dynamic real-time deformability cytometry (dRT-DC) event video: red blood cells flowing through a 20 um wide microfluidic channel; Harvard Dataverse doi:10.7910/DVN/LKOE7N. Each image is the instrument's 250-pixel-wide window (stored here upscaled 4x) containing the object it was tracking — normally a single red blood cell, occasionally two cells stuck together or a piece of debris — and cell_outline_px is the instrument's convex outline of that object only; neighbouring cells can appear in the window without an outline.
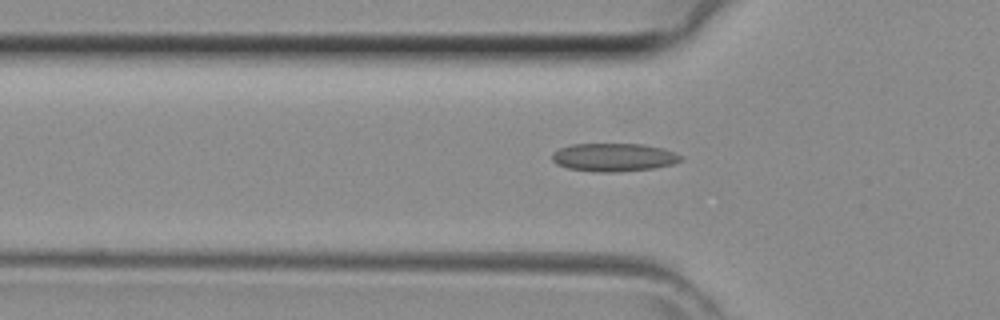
{"species": "common noctule bat (a hibernating species)", "species_latin": "Nyctalus noctula", "temperature_condition": "room temperature", "stored_images_in_passage": 32, "camera_frame_rate_fps": 3000, "um_per_image_px": 0.085, "animal": {"sex": "female", "body_mass_g": 29.2, "forearm_length_mm": 56.3}, "frame": {"image": 1, "passage_image": 9, "time_ms": 2.667, "image_size_px": [1000, 320], "cell_outline_px": [[684, 160], [672, 164], [652, 168], [616, 172], [600, 172], [568, 168], [556, 164], [552, 160], [552, 152], [560, 148], [572, 144], [644, 144], [664, 148], [684, 156]], "centroid_in_image_um": [52.19, 13.36], "position_along_channel_um": 73.6, "area_um2": 21.21}}
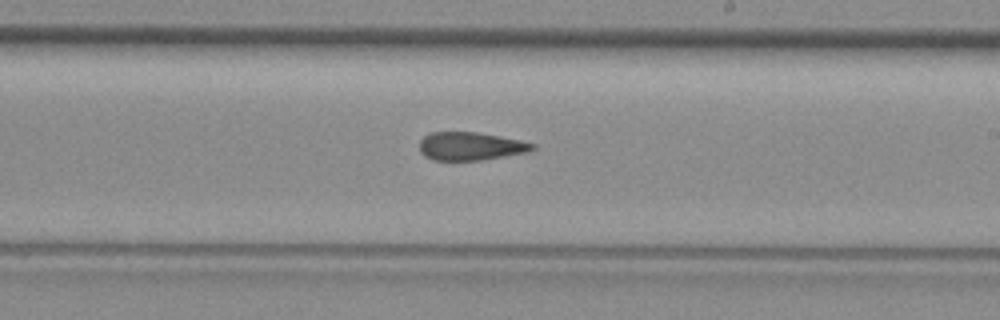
{"frame": {"image": 2, "passage_image": 20, "time_ms": 6.333, "image_size_px": [1000, 320], "cell_outline_px": [[536, 148], [528, 152], [480, 160], [436, 160], [424, 156], [420, 152], [420, 140], [424, 136], [432, 132], [476, 132], [500, 136], [536, 144]], "centroid_in_image_um": [39.99, 12.42], "position_along_channel_um": 249.0, "area_um2": 18.44}}
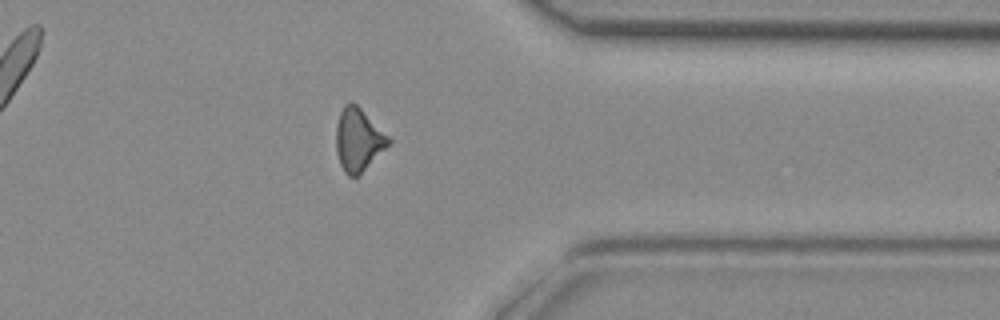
{"frame": {"image": 3, "passage_image": 29, "time_ms": 9.333, "image_size_px": [1000, 320], "cell_outline_px": [[392, 140], [356, 176], [348, 176], [344, 172], [340, 164], [336, 152], [336, 124], [340, 112], [344, 104], [356, 104]], "centroid_in_image_um": [30.4, 11.86], "position_along_channel_um": 381.0, "area_um2": 18.44}}